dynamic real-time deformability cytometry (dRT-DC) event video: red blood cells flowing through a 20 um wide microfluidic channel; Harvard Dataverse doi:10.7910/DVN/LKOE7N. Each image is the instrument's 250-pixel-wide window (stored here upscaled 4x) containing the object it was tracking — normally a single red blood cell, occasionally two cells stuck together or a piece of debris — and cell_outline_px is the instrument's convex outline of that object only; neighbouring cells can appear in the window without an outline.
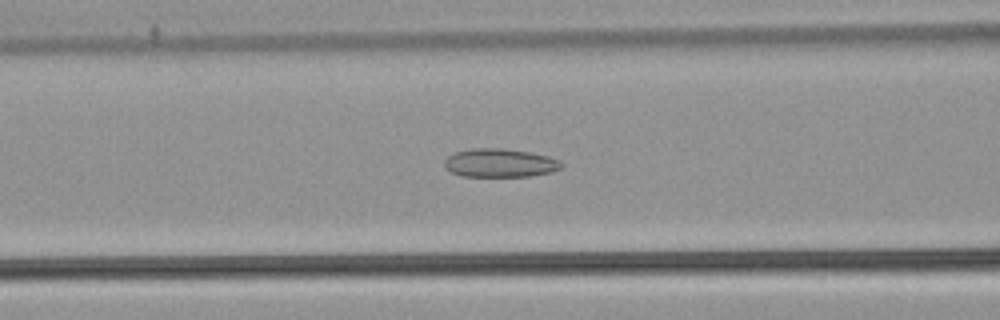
{"species": "common noctule bat (a hibernating species)", "species_latin": "Nyctalus noctula", "temperature_condition": "warm", "stored_images_in_passage": 47, "camera_frame_rate_fps": 3000, "um_per_image_px": 0.085, "animal": {"sex": "male", "body_mass_g": 21.5, "forearm_length_mm": 52.0}, "frame": {"image": 1, "passage_image": 23, "time_ms": 7.333, "image_size_px": [1000, 320], "cell_outline_px": [[564, 164], [560, 168], [552, 172], [528, 176], [460, 176], [444, 168], [444, 160], [452, 152], [472, 148], [504, 148], [528, 152], [548, 156], [560, 160]], "centroid_in_image_um": [42.46, 13.84], "position_along_channel_um": 124.1, "area_um2": 19.59}}
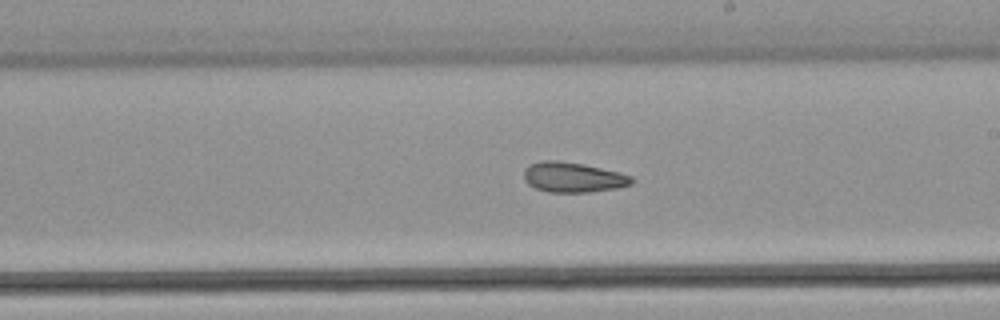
{"frame": {"image": 2, "passage_image": 32, "time_ms": 10.333, "image_size_px": [1000, 320], "cell_outline_px": [[636, 180], [632, 184], [616, 188], [588, 192], [548, 192], [536, 188], [528, 184], [524, 180], [524, 168], [528, 164], [540, 160], [556, 160], [584, 164], [620, 172], [632, 176]], "centroid_in_image_um": [48.7, 15.05], "position_along_channel_um": 240.3, "area_um2": 19.13}}
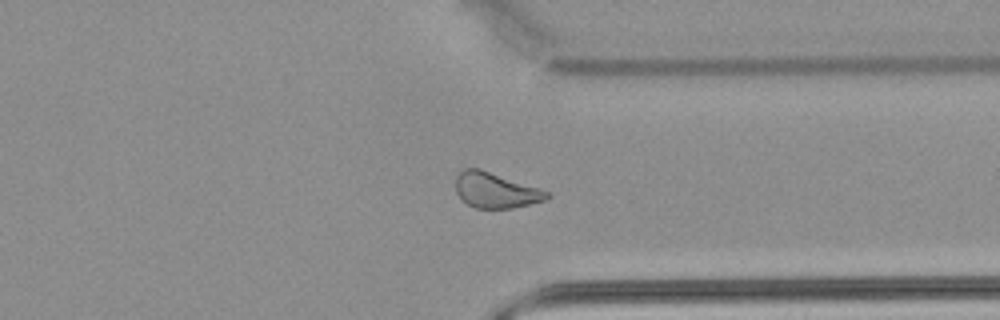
{"frame": {"image": 3, "passage_image": 42, "time_ms": 13.667, "image_size_px": [1000, 320], "cell_outline_px": [[552, 196], [548, 200], [512, 208], [476, 208], [460, 200], [456, 192], [456, 176], [464, 168], [480, 168], [540, 188], [548, 192]], "centroid_in_image_um": [42.14, 16.17], "position_along_channel_um": 369.3, "area_um2": 19.02}, "authors_computed_cell_mechanics": {"area_um2": 19.8254, "velocity_mm_per_s": 3.8742, "shape_relaxation_time_tau1_ms": null, "shape_relaxation_time_tau2_ms": 5.7342, "deformation_change_tau1": null, "deformation_change_tau2": 0.1404}}